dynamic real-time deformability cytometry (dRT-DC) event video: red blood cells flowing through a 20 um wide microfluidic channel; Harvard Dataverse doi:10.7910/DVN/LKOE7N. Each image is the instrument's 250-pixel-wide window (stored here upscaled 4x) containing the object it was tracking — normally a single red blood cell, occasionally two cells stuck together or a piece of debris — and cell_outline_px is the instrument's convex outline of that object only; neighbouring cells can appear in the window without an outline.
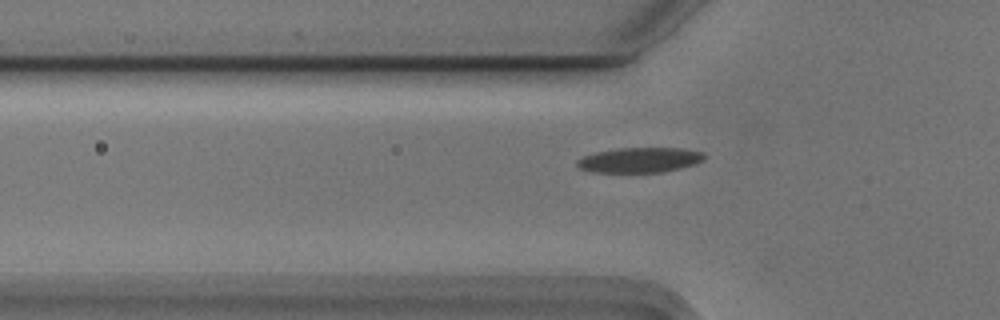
{"species": "Egyptian fruit bat (a non-hibernating species)", "species_latin": "Rousettus aegyptiacus", "temperature_condition": "cold", "stored_images_in_passage": 41, "camera_frame_rate_fps": 3000, "um_per_image_px": 0.085, "animal": {"sex": "male"}, "frame": {"image": 1, "passage_image": 9, "time_ms": 2.667, "image_size_px": [1000, 320], "cell_outline_px": [[704, 160], [696, 164], [664, 172], [596, 172], [580, 168], [576, 164], [576, 160], [584, 156], [596, 152], [616, 148], [680, 148], [704, 152]], "centroid_in_image_um": [54.4, 13.59], "position_along_channel_um": 71.4, "area_um2": 18.55}}
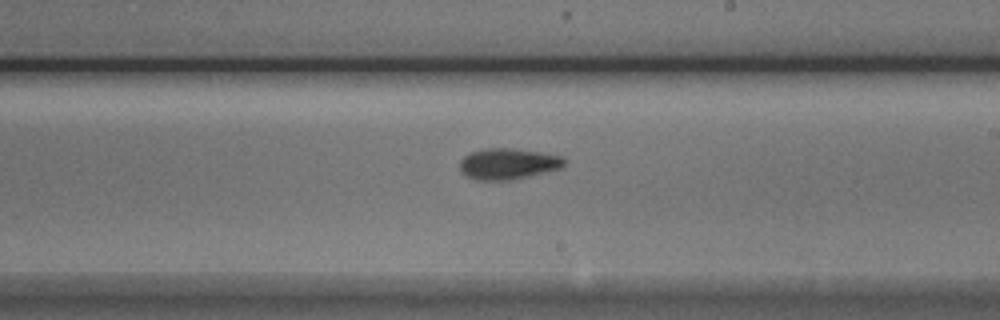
{"frame": {"image": 2, "passage_image": 23, "time_ms": 7.333, "image_size_px": [1000, 320], "cell_outline_px": [[564, 164], [560, 168], [528, 176], [508, 180], [476, 180], [464, 176], [460, 168], [460, 160], [464, 156], [472, 152], [488, 148], [512, 148], [540, 152], [564, 156]], "centroid_in_image_um": [43.16, 13.92], "position_along_channel_um": 245.8, "area_um2": 18.79}}
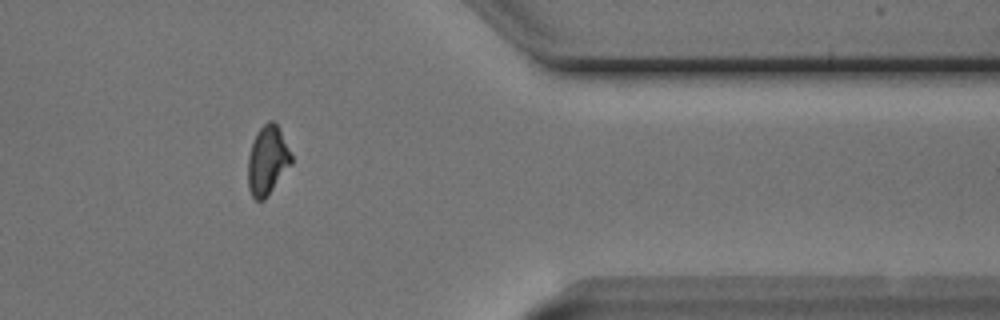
{"frame": {"image": 3, "passage_image": 36, "time_ms": 11.667, "image_size_px": [1000, 320], "cell_outline_px": [[292, 164], [268, 196], [264, 200], [256, 200], [252, 196], [248, 188], [248, 156], [252, 144], [260, 128], [268, 120], [272, 120], [276, 124], [292, 156]], "centroid_in_image_um": [22.73, 13.68], "position_along_channel_um": 388.7, "area_um2": 17.22}}